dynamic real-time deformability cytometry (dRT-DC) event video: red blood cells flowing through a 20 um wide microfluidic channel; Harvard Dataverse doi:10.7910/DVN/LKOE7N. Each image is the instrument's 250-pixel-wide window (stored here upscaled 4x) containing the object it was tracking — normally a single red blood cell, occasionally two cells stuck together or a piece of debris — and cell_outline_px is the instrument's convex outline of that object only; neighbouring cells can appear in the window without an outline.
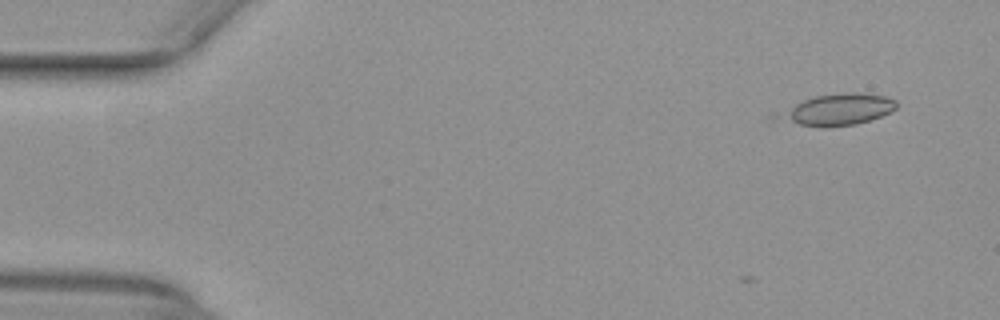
{"species": "common noctule bat (a hibernating species)", "species_latin": "Nyctalus noctula", "temperature_condition": "warm", "stored_images_in_passage": 4, "camera_frame_rate_fps": 3000, "um_per_image_px": 0.085, "animal": {"sex": "female", "body_mass_g": 29.2, "forearm_length_mm": 56.3}, "frame": {"image": 1, "passage_image": 4, "time_ms": 1.0, "image_size_px": [1000, 320], "cell_outline_px": [[896, 108], [880, 116], [856, 124], [820, 128], [800, 124], [784, 116], [796, 104], [804, 100], [816, 96], [848, 92], [856, 92], [884, 96], [896, 100]], "centroid_in_image_um": [71.42, 9.3], "position_along_channel_um": 13.6, "area_um2": 20.11}}